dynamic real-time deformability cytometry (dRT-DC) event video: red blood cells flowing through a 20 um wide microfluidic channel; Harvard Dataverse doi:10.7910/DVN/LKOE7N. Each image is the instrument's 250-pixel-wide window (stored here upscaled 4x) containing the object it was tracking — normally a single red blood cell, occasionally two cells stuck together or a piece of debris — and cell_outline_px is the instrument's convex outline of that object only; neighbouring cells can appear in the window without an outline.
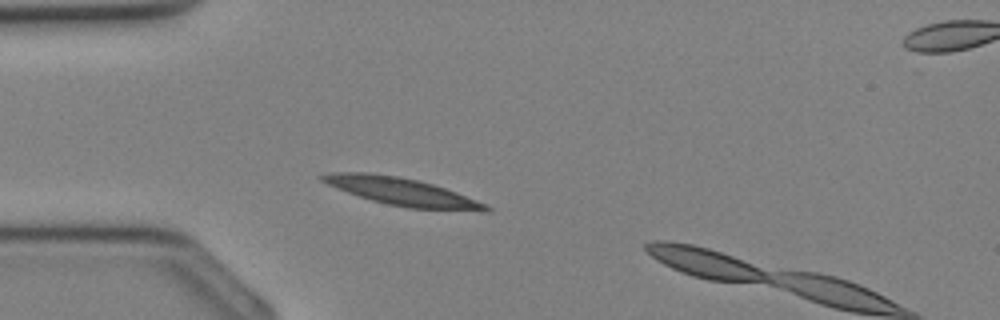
{"species": "Egyptian fruit bat (a non-hibernating species)", "species_latin": "Rousettus aegyptiacus", "temperature_condition": "cold", "stored_images_in_passage": 30, "camera_frame_rate_fps": 3000, "um_per_image_px": 0.085, "animal": {"sex": "female"}, "frame": {"image": 1, "passage_image": 3, "time_ms": 0.667, "image_size_px": [1000, 320], "cell_outline_px": [[492, 212], [480, 212], [408, 208], [388, 204], [372, 200], [348, 192], [328, 184], [320, 180], [320, 176], [332, 172], [364, 172], [396, 176], [416, 180], [432, 184], [456, 192], [488, 204], [492, 208]], "centroid_in_image_um": [34.28, 16.32], "position_along_channel_um": 50.7, "area_um2": 26.24}}
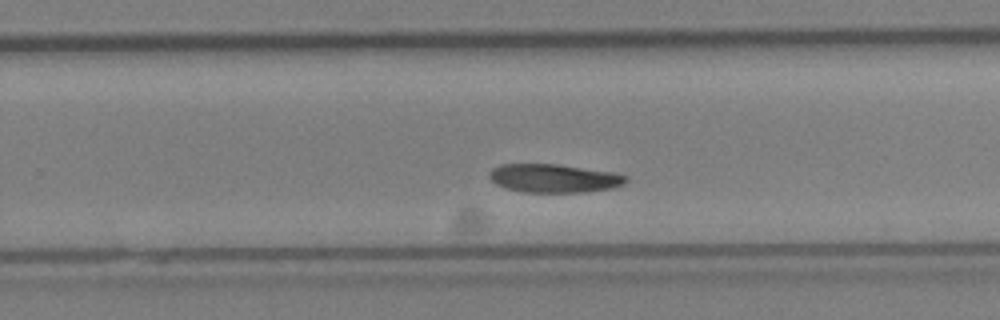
{"frame": {"image": 2, "passage_image": 16, "time_ms": 5.0, "image_size_px": [1000, 320], "cell_outline_px": [[628, 180], [624, 184], [612, 188], [588, 192], [524, 192], [504, 188], [496, 184], [488, 176], [488, 172], [492, 168], [500, 164], [556, 164], [612, 172], [628, 176]], "centroid_in_image_um": [47.07, 15.15], "position_along_channel_um": 282.7, "area_um2": 22.77}}
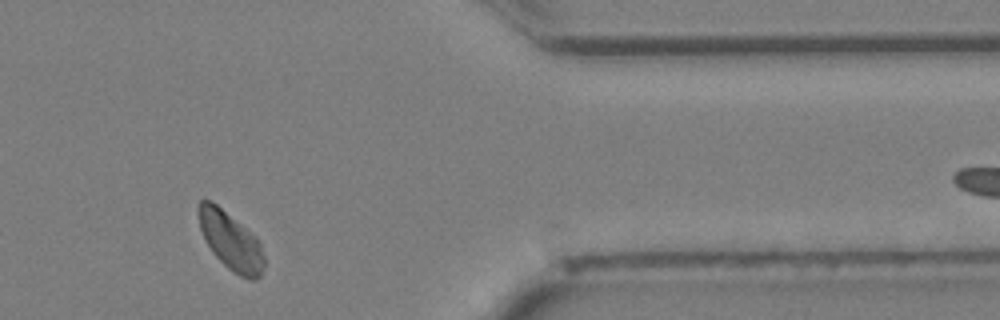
{"frame": {"image": 3, "passage_image": 23, "time_ms": 7.333, "image_size_px": [1000, 320], "cell_outline_px": [[264, 268], [260, 276], [252, 280], [240, 276], [232, 272], [212, 252], [200, 228], [200, 200], [212, 200], [256, 236], [260, 244], [264, 256]], "centroid_in_image_um": [19.65, 20.51], "position_along_channel_um": 391.7, "area_um2": 21.73}}